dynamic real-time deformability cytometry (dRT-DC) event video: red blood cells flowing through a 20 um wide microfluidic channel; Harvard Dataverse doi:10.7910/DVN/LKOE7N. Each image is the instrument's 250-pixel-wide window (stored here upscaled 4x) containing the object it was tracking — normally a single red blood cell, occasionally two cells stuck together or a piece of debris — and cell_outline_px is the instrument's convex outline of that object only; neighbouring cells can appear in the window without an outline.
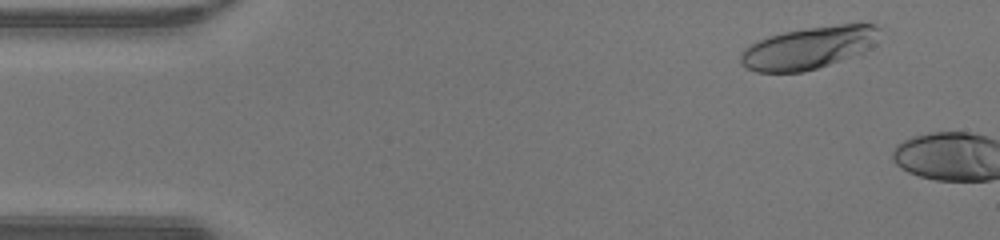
{"species": "human", "species_latin": "Homo sapiens", "temperature_condition": "warm", "stored_images_in_passage": 6, "camera_frame_rate_fps": 3000, "um_per_image_px": 0.085, "donor": {"sex": "male"}, "frame": {"image": 1, "passage_image": 3, "time_ms": 0.667, "image_size_px": [1000, 240], "cell_outline_px": [[880, 28], [872, 44], [864, 52], [804, 72], [756, 72], [740, 64], [740, 56], [744, 48], [760, 40], [784, 32], [808, 28], [840, 24], [872, 24]], "centroid_in_image_um": [68.7, 4.08], "position_along_channel_um": 16.3, "area_um2": 33.47}}